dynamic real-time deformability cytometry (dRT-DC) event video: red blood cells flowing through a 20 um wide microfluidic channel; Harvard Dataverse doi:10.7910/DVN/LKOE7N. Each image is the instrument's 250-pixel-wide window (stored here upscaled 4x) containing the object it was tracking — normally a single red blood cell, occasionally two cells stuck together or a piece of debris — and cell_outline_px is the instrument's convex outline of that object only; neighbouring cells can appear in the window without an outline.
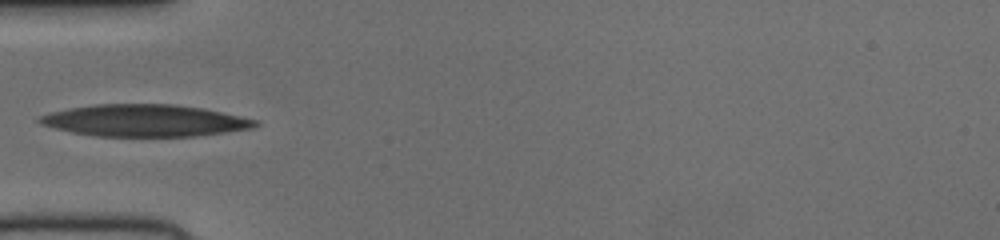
{"species": "human", "species_latin": "Homo sapiens", "temperature_condition": "cold", "stored_images_in_passage": 32, "camera_frame_rate_fps": 3000, "um_per_image_px": 0.085, "donor": {"sex": "female"}, "frame": {"image": 1, "passage_image": 1, "time_ms": 0.0, "image_size_px": [1000, 240], "cell_outline_px": [[264, 124], [256, 128], [196, 136], [96, 136], [72, 132], [40, 124], [36, 120], [40, 116], [48, 112], [68, 108], [92, 104], [176, 104], [204, 108], [260, 120]], "centroid_in_image_um": [12.37, 10.24], "position_along_channel_um": 72.6, "area_um2": 40.63}}
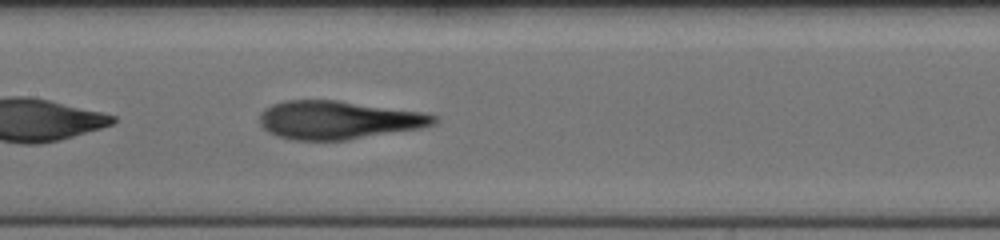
{"frame": {"image": 2, "passage_image": 9, "time_ms": 2.667, "image_size_px": [1000, 240], "cell_outline_px": [[440, 120], [436, 124], [420, 128], [344, 140], [292, 140], [276, 136], [268, 132], [260, 124], [260, 112], [264, 108], [272, 104], [284, 100], [336, 100], [424, 112], [436, 116]], "centroid_in_image_um": [28.74, 10.19], "position_along_channel_um": 178.7, "area_um2": 38.96}}
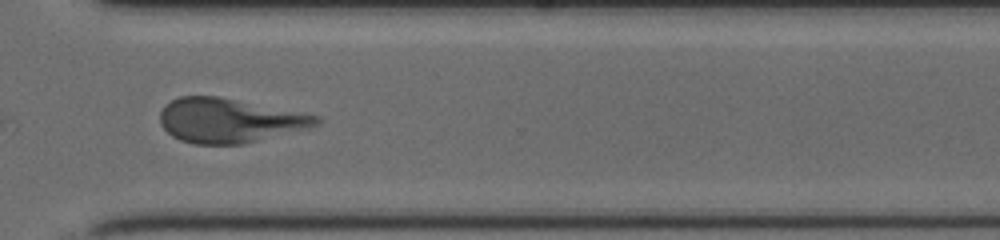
{"frame": {"image": 3, "passage_image": 22, "time_ms": 7.0, "image_size_px": [1000, 240], "cell_outline_px": [[320, 120], [316, 124], [308, 128], [244, 144], [196, 144], [180, 140], [172, 136], [160, 124], [160, 112], [164, 104], [180, 96], [220, 96], [320, 116]], "centroid_in_image_um": [19.45, 10.23], "position_along_channel_um": 351.1, "area_um2": 40.29}}